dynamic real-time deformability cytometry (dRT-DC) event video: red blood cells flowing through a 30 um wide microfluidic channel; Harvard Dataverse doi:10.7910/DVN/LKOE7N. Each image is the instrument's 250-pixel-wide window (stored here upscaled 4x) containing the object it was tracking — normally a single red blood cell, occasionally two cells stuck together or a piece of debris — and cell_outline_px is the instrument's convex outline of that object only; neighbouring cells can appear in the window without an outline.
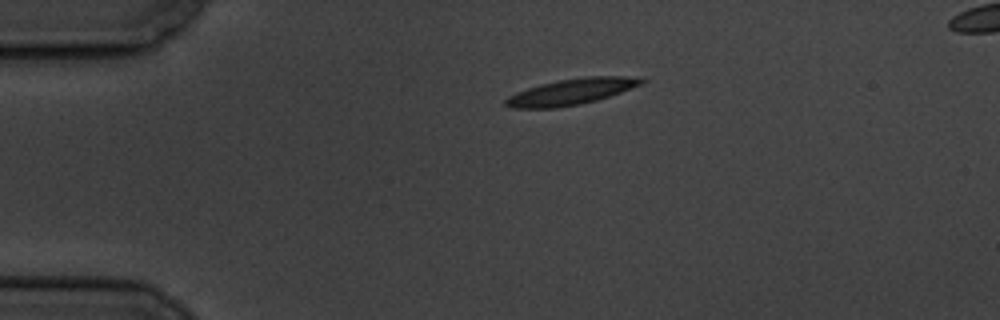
{"species": "common noctule bat (a hibernating species)", "species_latin": "Nyctalus noctula", "temperature_condition": "cold", "stored_images_in_passage": 46, "camera_frame_rate_fps": 3000, "um_per_image_px": 0.085, "animal": {"sex": "male", "body_mass_g": 19.5, "forearm_length_mm": 54.6}, "frame": {"image": 1, "passage_image": 1, "time_ms": 0.0, "image_size_px": [1000, 320], "cell_outline_px": [[648, 80], [640, 84], [620, 92], [596, 100], [580, 104], [556, 108], [512, 108], [504, 104], [504, 100], [508, 96], [516, 92], [540, 84], [560, 80], [584, 76], [644, 76]], "centroid_in_image_um": [48.58, 7.78], "position_along_channel_um": 36.4, "area_um2": 20.63}}
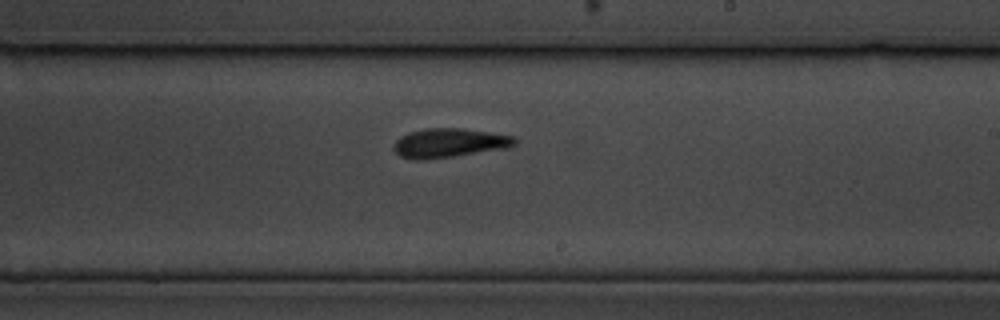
{"frame": {"image": 2, "passage_image": 23, "time_ms": 7.333, "image_size_px": [1000, 320], "cell_outline_px": [[516, 144], [508, 148], [424, 160], [412, 160], [400, 156], [392, 148], [396, 140], [400, 136], [408, 132], [424, 128], [460, 128], [516, 136]], "centroid_in_image_um": [38.16, 12.15], "position_along_channel_um": 250.8, "area_um2": 20.63}}
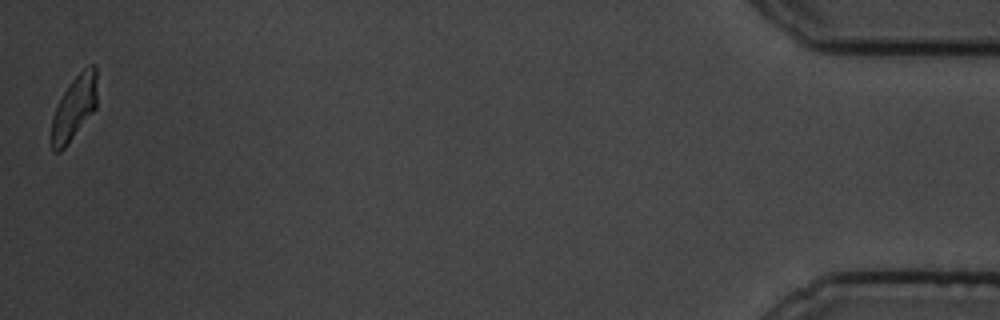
{"frame": {"image": 3, "passage_image": 46, "time_ms": 15.0, "image_size_px": [1000, 320], "cell_outline_px": [[96, 108], [64, 148], [60, 152], [52, 152], [52, 116], [68, 84], [88, 64], [96, 64]], "centroid_in_image_um": [6.32, 9.14], "position_along_channel_um": 428.9, "area_um2": 16.76}, "authors_computed_cell_mechanics": {"area_um2": 19.3919, "velocity_mm_per_s": 3.4774, "shape_relaxation_time_tau1_ms": 4.9526, "shape_relaxation_time_tau2_ms": 4.1269, "deformation_change_tau1": 0.1502, "deformation_change_tau2": 0.1224}}